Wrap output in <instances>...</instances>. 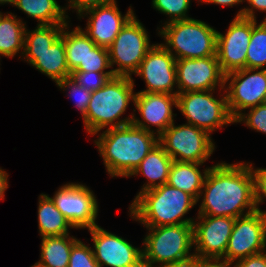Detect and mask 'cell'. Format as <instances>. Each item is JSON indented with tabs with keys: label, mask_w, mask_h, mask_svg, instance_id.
Here are the masks:
<instances>
[{
	"label": "cell",
	"mask_w": 266,
	"mask_h": 267,
	"mask_svg": "<svg viewBox=\"0 0 266 267\" xmlns=\"http://www.w3.org/2000/svg\"><path fill=\"white\" fill-rule=\"evenodd\" d=\"M56 85L65 91H68L70 98H76V107L81 111L82 117H85L92 92L80 86L71 77L65 78L56 83ZM70 88V89H69Z\"/></svg>",
	"instance_id": "33"
},
{
	"label": "cell",
	"mask_w": 266,
	"mask_h": 267,
	"mask_svg": "<svg viewBox=\"0 0 266 267\" xmlns=\"http://www.w3.org/2000/svg\"><path fill=\"white\" fill-rule=\"evenodd\" d=\"M133 90L132 77L115 76L103 87L92 92L87 112L83 118L87 133L94 136L108 126V128H114L131 124L133 114L124 119L120 117L126 111L129 102H134Z\"/></svg>",
	"instance_id": "4"
},
{
	"label": "cell",
	"mask_w": 266,
	"mask_h": 267,
	"mask_svg": "<svg viewBox=\"0 0 266 267\" xmlns=\"http://www.w3.org/2000/svg\"><path fill=\"white\" fill-rule=\"evenodd\" d=\"M193 223L196 259L224 258L236 218L198 215Z\"/></svg>",
	"instance_id": "13"
},
{
	"label": "cell",
	"mask_w": 266,
	"mask_h": 267,
	"mask_svg": "<svg viewBox=\"0 0 266 267\" xmlns=\"http://www.w3.org/2000/svg\"><path fill=\"white\" fill-rule=\"evenodd\" d=\"M10 5L38 20L37 25L68 24L65 7H61L56 0H13Z\"/></svg>",
	"instance_id": "24"
},
{
	"label": "cell",
	"mask_w": 266,
	"mask_h": 267,
	"mask_svg": "<svg viewBox=\"0 0 266 267\" xmlns=\"http://www.w3.org/2000/svg\"><path fill=\"white\" fill-rule=\"evenodd\" d=\"M12 2H13V0H0V4H3V5L6 3L11 4Z\"/></svg>",
	"instance_id": "44"
},
{
	"label": "cell",
	"mask_w": 266,
	"mask_h": 267,
	"mask_svg": "<svg viewBox=\"0 0 266 267\" xmlns=\"http://www.w3.org/2000/svg\"><path fill=\"white\" fill-rule=\"evenodd\" d=\"M234 122H243L247 127L266 134V103L249 108L247 114H240Z\"/></svg>",
	"instance_id": "35"
},
{
	"label": "cell",
	"mask_w": 266,
	"mask_h": 267,
	"mask_svg": "<svg viewBox=\"0 0 266 267\" xmlns=\"http://www.w3.org/2000/svg\"><path fill=\"white\" fill-rule=\"evenodd\" d=\"M164 267H198V259H193L189 262L178 264V265H169Z\"/></svg>",
	"instance_id": "43"
},
{
	"label": "cell",
	"mask_w": 266,
	"mask_h": 267,
	"mask_svg": "<svg viewBox=\"0 0 266 267\" xmlns=\"http://www.w3.org/2000/svg\"><path fill=\"white\" fill-rule=\"evenodd\" d=\"M93 240L94 257L100 267H143L142 249L132 246L124 238L101 228H89Z\"/></svg>",
	"instance_id": "16"
},
{
	"label": "cell",
	"mask_w": 266,
	"mask_h": 267,
	"mask_svg": "<svg viewBox=\"0 0 266 267\" xmlns=\"http://www.w3.org/2000/svg\"><path fill=\"white\" fill-rule=\"evenodd\" d=\"M248 2V8L240 9L235 17H244L248 19L256 20L254 10H260L266 12V0H246ZM250 7V8H249Z\"/></svg>",
	"instance_id": "38"
},
{
	"label": "cell",
	"mask_w": 266,
	"mask_h": 267,
	"mask_svg": "<svg viewBox=\"0 0 266 267\" xmlns=\"http://www.w3.org/2000/svg\"><path fill=\"white\" fill-rule=\"evenodd\" d=\"M12 13L0 19V55L13 58L19 51L24 52L25 22Z\"/></svg>",
	"instance_id": "26"
},
{
	"label": "cell",
	"mask_w": 266,
	"mask_h": 267,
	"mask_svg": "<svg viewBox=\"0 0 266 267\" xmlns=\"http://www.w3.org/2000/svg\"><path fill=\"white\" fill-rule=\"evenodd\" d=\"M38 202L39 235L41 237L68 235V229L74 227L56 207L51 198L42 193Z\"/></svg>",
	"instance_id": "23"
},
{
	"label": "cell",
	"mask_w": 266,
	"mask_h": 267,
	"mask_svg": "<svg viewBox=\"0 0 266 267\" xmlns=\"http://www.w3.org/2000/svg\"><path fill=\"white\" fill-rule=\"evenodd\" d=\"M197 201L186 192L163 184L136 195L130 204V215L145 227L193 224L192 218L183 219Z\"/></svg>",
	"instance_id": "3"
},
{
	"label": "cell",
	"mask_w": 266,
	"mask_h": 267,
	"mask_svg": "<svg viewBox=\"0 0 266 267\" xmlns=\"http://www.w3.org/2000/svg\"><path fill=\"white\" fill-rule=\"evenodd\" d=\"M172 162L173 159L165 152L159 143L153 147L141 163L128 176L142 174L147 178L148 182L142 186L138 195L148 189L167 184Z\"/></svg>",
	"instance_id": "21"
},
{
	"label": "cell",
	"mask_w": 266,
	"mask_h": 267,
	"mask_svg": "<svg viewBox=\"0 0 266 267\" xmlns=\"http://www.w3.org/2000/svg\"><path fill=\"white\" fill-rule=\"evenodd\" d=\"M237 267L236 261L224 258L198 259V267Z\"/></svg>",
	"instance_id": "40"
},
{
	"label": "cell",
	"mask_w": 266,
	"mask_h": 267,
	"mask_svg": "<svg viewBox=\"0 0 266 267\" xmlns=\"http://www.w3.org/2000/svg\"><path fill=\"white\" fill-rule=\"evenodd\" d=\"M8 173L0 167V200L4 199L5 190L8 188Z\"/></svg>",
	"instance_id": "41"
},
{
	"label": "cell",
	"mask_w": 266,
	"mask_h": 267,
	"mask_svg": "<svg viewBox=\"0 0 266 267\" xmlns=\"http://www.w3.org/2000/svg\"><path fill=\"white\" fill-rule=\"evenodd\" d=\"M191 0H152V6L159 12L168 15L170 19L165 23L190 19L187 12Z\"/></svg>",
	"instance_id": "31"
},
{
	"label": "cell",
	"mask_w": 266,
	"mask_h": 267,
	"mask_svg": "<svg viewBox=\"0 0 266 267\" xmlns=\"http://www.w3.org/2000/svg\"><path fill=\"white\" fill-rule=\"evenodd\" d=\"M153 45L147 30L134 14L108 48L111 67L118 66L111 69L114 75L131 77Z\"/></svg>",
	"instance_id": "8"
},
{
	"label": "cell",
	"mask_w": 266,
	"mask_h": 267,
	"mask_svg": "<svg viewBox=\"0 0 266 267\" xmlns=\"http://www.w3.org/2000/svg\"><path fill=\"white\" fill-rule=\"evenodd\" d=\"M113 77V72H71V78L90 92L97 91Z\"/></svg>",
	"instance_id": "32"
},
{
	"label": "cell",
	"mask_w": 266,
	"mask_h": 267,
	"mask_svg": "<svg viewBox=\"0 0 266 267\" xmlns=\"http://www.w3.org/2000/svg\"><path fill=\"white\" fill-rule=\"evenodd\" d=\"M250 169L254 178V201L257 211L266 215V211L259 208V204L263 203V198H266V168L254 169L252 163H249Z\"/></svg>",
	"instance_id": "36"
},
{
	"label": "cell",
	"mask_w": 266,
	"mask_h": 267,
	"mask_svg": "<svg viewBox=\"0 0 266 267\" xmlns=\"http://www.w3.org/2000/svg\"><path fill=\"white\" fill-rule=\"evenodd\" d=\"M117 2L89 9L79 17L88 16L85 34L98 46L109 48L121 28L134 15L129 8L125 16L119 11ZM84 15V16H83Z\"/></svg>",
	"instance_id": "19"
},
{
	"label": "cell",
	"mask_w": 266,
	"mask_h": 267,
	"mask_svg": "<svg viewBox=\"0 0 266 267\" xmlns=\"http://www.w3.org/2000/svg\"><path fill=\"white\" fill-rule=\"evenodd\" d=\"M23 56L27 63H30L55 83L71 77V71L66 60L64 39L61 36L49 49L43 51H24Z\"/></svg>",
	"instance_id": "20"
},
{
	"label": "cell",
	"mask_w": 266,
	"mask_h": 267,
	"mask_svg": "<svg viewBox=\"0 0 266 267\" xmlns=\"http://www.w3.org/2000/svg\"><path fill=\"white\" fill-rule=\"evenodd\" d=\"M68 235L42 237L40 267H68L71 248L77 241Z\"/></svg>",
	"instance_id": "25"
},
{
	"label": "cell",
	"mask_w": 266,
	"mask_h": 267,
	"mask_svg": "<svg viewBox=\"0 0 266 267\" xmlns=\"http://www.w3.org/2000/svg\"><path fill=\"white\" fill-rule=\"evenodd\" d=\"M176 75L178 93L225 89L217 56L176 60Z\"/></svg>",
	"instance_id": "15"
},
{
	"label": "cell",
	"mask_w": 266,
	"mask_h": 267,
	"mask_svg": "<svg viewBox=\"0 0 266 267\" xmlns=\"http://www.w3.org/2000/svg\"><path fill=\"white\" fill-rule=\"evenodd\" d=\"M144 79L146 90L137 93H167L177 96L176 58L162 45L154 44L134 73Z\"/></svg>",
	"instance_id": "14"
},
{
	"label": "cell",
	"mask_w": 266,
	"mask_h": 267,
	"mask_svg": "<svg viewBox=\"0 0 266 267\" xmlns=\"http://www.w3.org/2000/svg\"><path fill=\"white\" fill-rule=\"evenodd\" d=\"M174 124L158 137V143L173 161L204 163L208 160L215 149L211 135L191 124Z\"/></svg>",
	"instance_id": "9"
},
{
	"label": "cell",
	"mask_w": 266,
	"mask_h": 267,
	"mask_svg": "<svg viewBox=\"0 0 266 267\" xmlns=\"http://www.w3.org/2000/svg\"><path fill=\"white\" fill-rule=\"evenodd\" d=\"M158 29L165 41L161 44L176 60L217 56L218 31L204 21L178 20L164 23Z\"/></svg>",
	"instance_id": "6"
},
{
	"label": "cell",
	"mask_w": 266,
	"mask_h": 267,
	"mask_svg": "<svg viewBox=\"0 0 266 267\" xmlns=\"http://www.w3.org/2000/svg\"><path fill=\"white\" fill-rule=\"evenodd\" d=\"M224 87H227L224 91L227 96L228 110L235 120L242 111L264 103L266 69L243 68L229 72L225 74Z\"/></svg>",
	"instance_id": "10"
},
{
	"label": "cell",
	"mask_w": 266,
	"mask_h": 267,
	"mask_svg": "<svg viewBox=\"0 0 266 267\" xmlns=\"http://www.w3.org/2000/svg\"><path fill=\"white\" fill-rule=\"evenodd\" d=\"M66 24L37 25L35 30L25 31L24 51H43L61 36Z\"/></svg>",
	"instance_id": "29"
},
{
	"label": "cell",
	"mask_w": 266,
	"mask_h": 267,
	"mask_svg": "<svg viewBox=\"0 0 266 267\" xmlns=\"http://www.w3.org/2000/svg\"><path fill=\"white\" fill-rule=\"evenodd\" d=\"M116 0H69L68 7H65V12L67 9L71 8L76 10L78 16L83 14V12L98 7L111 4ZM70 4V5H69Z\"/></svg>",
	"instance_id": "37"
},
{
	"label": "cell",
	"mask_w": 266,
	"mask_h": 267,
	"mask_svg": "<svg viewBox=\"0 0 266 267\" xmlns=\"http://www.w3.org/2000/svg\"><path fill=\"white\" fill-rule=\"evenodd\" d=\"M214 90L191 91L177 94L178 110L187 119V124L194 125L209 135L216 129L235 123L231 117L227 96L221 94L222 98L213 96Z\"/></svg>",
	"instance_id": "7"
},
{
	"label": "cell",
	"mask_w": 266,
	"mask_h": 267,
	"mask_svg": "<svg viewBox=\"0 0 266 267\" xmlns=\"http://www.w3.org/2000/svg\"><path fill=\"white\" fill-rule=\"evenodd\" d=\"M252 33V19L235 17L226 34L217 33V58L224 74L246 68V56Z\"/></svg>",
	"instance_id": "17"
},
{
	"label": "cell",
	"mask_w": 266,
	"mask_h": 267,
	"mask_svg": "<svg viewBox=\"0 0 266 267\" xmlns=\"http://www.w3.org/2000/svg\"><path fill=\"white\" fill-rule=\"evenodd\" d=\"M134 106L141 115V120L134 117L132 124L158 137L174 123L173 106L177 107V96L167 93H135ZM156 126L157 130L150 129Z\"/></svg>",
	"instance_id": "18"
},
{
	"label": "cell",
	"mask_w": 266,
	"mask_h": 267,
	"mask_svg": "<svg viewBox=\"0 0 266 267\" xmlns=\"http://www.w3.org/2000/svg\"><path fill=\"white\" fill-rule=\"evenodd\" d=\"M68 24L63 27L61 37L64 39L66 60L72 72L79 64H84L90 50L96 44L85 34L80 26L68 31Z\"/></svg>",
	"instance_id": "27"
},
{
	"label": "cell",
	"mask_w": 266,
	"mask_h": 267,
	"mask_svg": "<svg viewBox=\"0 0 266 267\" xmlns=\"http://www.w3.org/2000/svg\"><path fill=\"white\" fill-rule=\"evenodd\" d=\"M75 229L98 226V203L92 190L79 183H67L50 197Z\"/></svg>",
	"instance_id": "11"
},
{
	"label": "cell",
	"mask_w": 266,
	"mask_h": 267,
	"mask_svg": "<svg viewBox=\"0 0 266 267\" xmlns=\"http://www.w3.org/2000/svg\"><path fill=\"white\" fill-rule=\"evenodd\" d=\"M68 267H100L97 263L93 249L82 241L77 240L72 248Z\"/></svg>",
	"instance_id": "34"
},
{
	"label": "cell",
	"mask_w": 266,
	"mask_h": 267,
	"mask_svg": "<svg viewBox=\"0 0 266 267\" xmlns=\"http://www.w3.org/2000/svg\"><path fill=\"white\" fill-rule=\"evenodd\" d=\"M237 267H266V252H260L239 261H236Z\"/></svg>",
	"instance_id": "39"
},
{
	"label": "cell",
	"mask_w": 266,
	"mask_h": 267,
	"mask_svg": "<svg viewBox=\"0 0 266 267\" xmlns=\"http://www.w3.org/2000/svg\"><path fill=\"white\" fill-rule=\"evenodd\" d=\"M200 2L203 3H213V4H217V5H222V6H234V5H239L242 2H245V0H198Z\"/></svg>",
	"instance_id": "42"
},
{
	"label": "cell",
	"mask_w": 266,
	"mask_h": 267,
	"mask_svg": "<svg viewBox=\"0 0 266 267\" xmlns=\"http://www.w3.org/2000/svg\"><path fill=\"white\" fill-rule=\"evenodd\" d=\"M111 68L109 51L107 48L96 45L85 59L84 64H79L72 72H113L104 71Z\"/></svg>",
	"instance_id": "30"
},
{
	"label": "cell",
	"mask_w": 266,
	"mask_h": 267,
	"mask_svg": "<svg viewBox=\"0 0 266 267\" xmlns=\"http://www.w3.org/2000/svg\"><path fill=\"white\" fill-rule=\"evenodd\" d=\"M202 164L173 161L169 170L167 184L186 192L199 202V195L210 169V167L206 168L202 173L199 170V166H202Z\"/></svg>",
	"instance_id": "22"
},
{
	"label": "cell",
	"mask_w": 266,
	"mask_h": 267,
	"mask_svg": "<svg viewBox=\"0 0 266 267\" xmlns=\"http://www.w3.org/2000/svg\"><path fill=\"white\" fill-rule=\"evenodd\" d=\"M94 142L108 174L128 177L158 144V136L131 123L107 128Z\"/></svg>",
	"instance_id": "2"
},
{
	"label": "cell",
	"mask_w": 266,
	"mask_h": 267,
	"mask_svg": "<svg viewBox=\"0 0 266 267\" xmlns=\"http://www.w3.org/2000/svg\"><path fill=\"white\" fill-rule=\"evenodd\" d=\"M203 194L198 215L237 218L256 211L254 178L249 164L245 162H223L211 166L199 199Z\"/></svg>",
	"instance_id": "1"
},
{
	"label": "cell",
	"mask_w": 266,
	"mask_h": 267,
	"mask_svg": "<svg viewBox=\"0 0 266 267\" xmlns=\"http://www.w3.org/2000/svg\"><path fill=\"white\" fill-rule=\"evenodd\" d=\"M150 232L143 240V267L158 263L164 267L178 265L195 259L193 224L146 227ZM157 267V266H156Z\"/></svg>",
	"instance_id": "5"
},
{
	"label": "cell",
	"mask_w": 266,
	"mask_h": 267,
	"mask_svg": "<svg viewBox=\"0 0 266 267\" xmlns=\"http://www.w3.org/2000/svg\"><path fill=\"white\" fill-rule=\"evenodd\" d=\"M266 18L257 24L252 19V33L246 56V68L266 69Z\"/></svg>",
	"instance_id": "28"
},
{
	"label": "cell",
	"mask_w": 266,
	"mask_h": 267,
	"mask_svg": "<svg viewBox=\"0 0 266 267\" xmlns=\"http://www.w3.org/2000/svg\"><path fill=\"white\" fill-rule=\"evenodd\" d=\"M266 215L260 211L237 217L225 251V259L239 261L266 251Z\"/></svg>",
	"instance_id": "12"
},
{
	"label": "cell",
	"mask_w": 266,
	"mask_h": 267,
	"mask_svg": "<svg viewBox=\"0 0 266 267\" xmlns=\"http://www.w3.org/2000/svg\"><path fill=\"white\" fill-rule=\"evenodd\" d=\"M31 267H40L39 265H37L36 263L33 265V266H31Z\"/></svg>",
	"instance_id": "45"
}]
</instances>
